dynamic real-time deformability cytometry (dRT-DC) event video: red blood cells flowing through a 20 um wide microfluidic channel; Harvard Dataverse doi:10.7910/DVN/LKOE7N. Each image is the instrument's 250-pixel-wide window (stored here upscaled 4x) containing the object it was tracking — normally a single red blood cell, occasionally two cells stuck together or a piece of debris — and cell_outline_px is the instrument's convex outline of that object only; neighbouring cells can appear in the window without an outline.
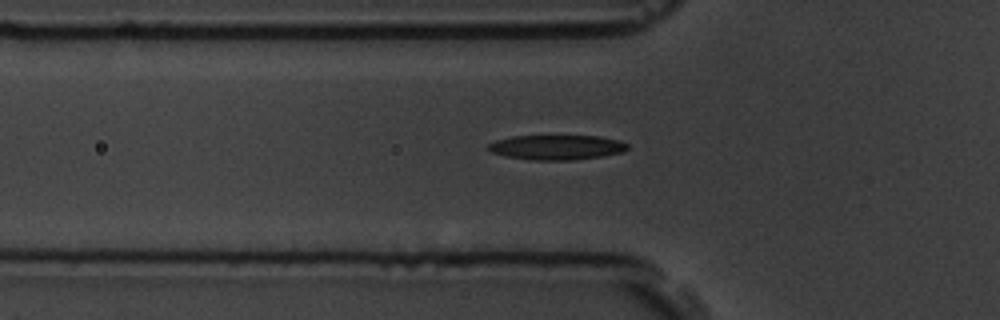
{"species": "common noctule bat (a hibernating species)", "species_latin": "Nyctalus noctula", "temperature_condition": "room temperature", "stored_images_in_passage": 43, "camera_frame_rate_fps": 3000, "um_per_image_px": 0.085, "animal": {"sex": "male", "body_mass_g": 19.5, "forearm_length_mm": 54.6}, "frame": {"image": 1, "passage_image": 10, "time_ms": 3.0, "image_size_px": [1000, 320], "cell_outline_px": [[628, 148], [624, 152], [604, 156], [572, 160], [532, 160], [508, 156], [492, 152], [488, 148], [488, 144], [496, 140], [512, 136], [600, 136], [616, 140], [628, 144]], "centroid_in_image_um": [47.34, 12.52], "position_along_channel_um": 78.5, "area_um2": 20.0}}
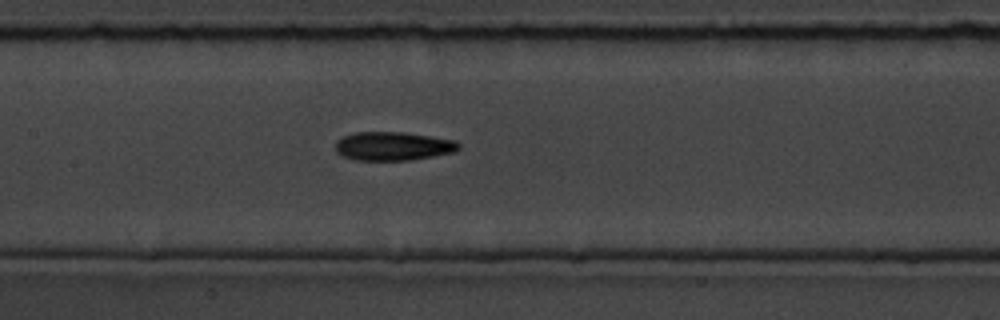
{"frame": {"image": 2, "passage_image": 18, "time_ms": 5.667, "image_size_px": [1000, 320], "cell_outline_px": [[460, 148], [452, 152], [432, 156], [408, 160], [356, 160], [344, 156], [336, 152], [336, 140], [344, 136], [356, 132], [404, 132], [456, 140], [460, 144]], "centroid_in_image_um": [33.4, 12.41], "position_along_channel_um": 174.0, "area_um2": 20.46}}
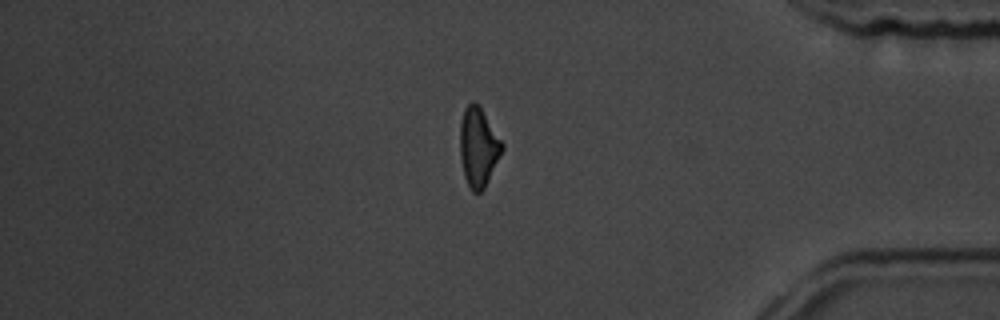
{"frame": {"image": 3, "passage_image": 39, "time_ms": 12.667, "image_size_px": [1000, 320], "cell_outline_px": [[504, 148], [484, 188], [480, 192], [472, 192], [464, 176], [460, 156], [460, 124], [464, 108], [472, 100], [476, 100], [480, 104], [504, 144]], "centroid_in_image_um": [40.66, 12.44], "position_along_channel_um": 394.5, "area_um2": 19.59}}